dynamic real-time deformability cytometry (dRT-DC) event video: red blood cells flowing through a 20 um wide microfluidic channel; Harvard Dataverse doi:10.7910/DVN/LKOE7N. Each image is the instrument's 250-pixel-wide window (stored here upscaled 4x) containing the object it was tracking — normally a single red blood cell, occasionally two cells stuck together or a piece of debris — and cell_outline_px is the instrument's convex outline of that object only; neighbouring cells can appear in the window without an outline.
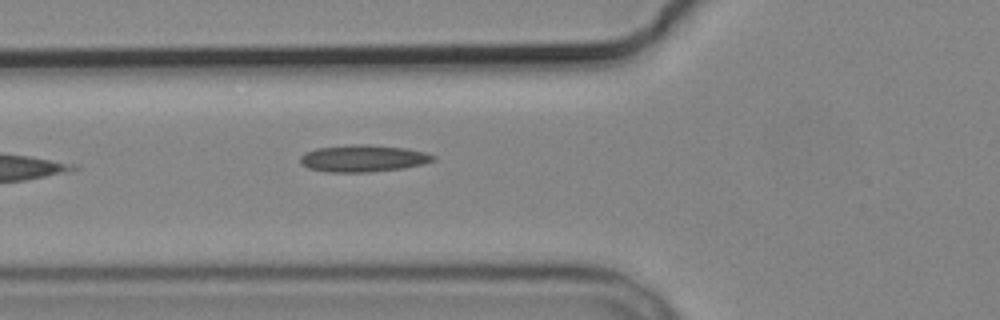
{"species": "common noctule bat (a hibernating species)", "species_latin": "Nyctalus noctula", "temperature_condition": "cold", "stored_images_in_passage": 3, "camera_frame_rate_fps": 3000, "um_per_image_px": 0.085, "animal": {"sex": "male", "body_mass_g": 19.2, "forearm_length_mm": 51.8}, "frame": {"image": 1, "passage_image": 3, "time_ms": 2.333, "image_size_px": [1000, 320], "cell_outline_px": [[436, 160], [404, 168], [368, 172], [328, 172], [308, 168], [300, 164], [300, 156], [304, 152], [316, 148], [352, 144], [368, 144], [408, 148], [424, 152], [436, 156]], "centroid_in_image_um": [30.84, 13.45], "position_along_channel_um": 95.0, "area_um2": 21.04}}